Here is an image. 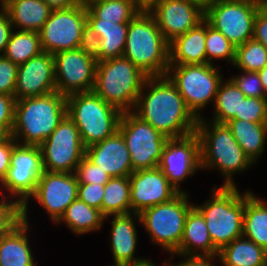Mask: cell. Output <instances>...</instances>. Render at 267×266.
<instances>
[{"instance_id":"1","label":"cell","mask_w":267,"mask_h":266,"mask_svg":"<svg viewBox=\"0 0 267 266\" xmlns=\"http://www.w3.org/2000/svg\"><path fill=\"white\" fill-rule=\"evenodd\" d=\"M133 112L168 139L196 132L198 118L166 75L147 77Z\"/></svg>"},{"instance_id":"2","label":"cell","mask_w":267,"mask_h":266,"mask_svg":"<svg viewBox=\"0 0 267 266\" xmlns=\"http://www.w3.org/2000/svg\"><path fill=\"white\" fill-rule=\"evenodd\" d=\"M66 115V96L56 91L16 100L11 136L17 143L40 146Z\"/></svg>"},{"instance_id":"3","label":"cell","mask_w":267,"mask_h":266,"mask_svg":"<svg viewBox=\"0 0 267 266\" xmlns=\"http://www.w3.org/2000/svg\"><path fill=\"white\" fill-rule=\"evenodd\" d=\"M205 120L199 118L196 127L200 139V170L218 169L225 179L222 186H236L232 175L249 169L254 163L237 143L226 123Z\"/></svg>"},{"instance_id":"4","label":"cell","mask_w":267,"mask_h":266,"mask_svg":"<svg viewBox=\"0 0 267 266\" xmlns=\"http://www.w3.org/2000/svg\"><path fill=\"white\" fill-rule=\"evenodd\" d=\"M123 56L148 77L165 76L169 67V42L154 16L141 10L130 22Z\"/></svg>"},{"instance_id":"5","label":"cell","mask_w":267,"mask_h":266,"mask_svg":"<svg viewBox=\"0 0 267 266\" xmlns=\"http://www.w3.org/2000/svg\"><path fill=\"white\" fill-rule=\"evenodd\" d=\"M194 207L205 219L214 247L220 251L233 240L243 237L245 192L237 186L219 189L214 185L210 199Z\"/></svg>"},{"instance_id":"6","label":"cell","mask_w":267,"mask_h":266,"mask_svg":"<svg viewBox=\"0 0 267 266\" xmlns=\"http://www.w3.org/2000/svg\"><path fill=\"white\" fill-rule=\"evenodd\" d=\"M147 77L124 56L104 60L97 62L93 91L122 113L133 111Z\"/></svg>"},{"instance_id":"7","label":"cell","mask_w":267,"mask_h":266,"mask_svg":"<svg viewBox=\"0 0 267 266\" xmlns=\"http://www.w3.org/2000/svg\"><path fill=\"white\" fill-rule=\"evenodd\" d=\"M67 115L80 132L85 148L103 141L117 130L122 112L94 91L66 96Z\"/></svg>"},{"instance_id":"8","label":"cell","mask_w":267,"mask_h":266,"mask_svg":"<svg viewBox=\"0 0 267 266\" xmlns=\"http://www.w3.org/2000/svg\"><path fill=\"white\" fill-rule=\"evenodd\" d=\"M188 192L179 193L171 201L149 207L140 213L142 226L152 238L151 242L174 255L181 243L185 220L194 207Z\"/></svg>"},{"instance_id":"9","label":"cell","mask_w":267,"mask_h":266,"mask_svg":"<svg viewBox=\"0 0 267 266\" xmlns=\"http://www.w3.org/2000/svg\"><path fill=\"white\" fill-rule=\"evenodd\" d=\"M166 76L198 119L203 116L201 110L209 102H215L219 85L223 81L219 68L208 63L169 65Z\"/></svg>"},{"instance_id":"10","label":"cell","mask_w":267,"mask_h":266,"mask_svg":"<svg viewBox=\"0 0 267 266\" xmlns=\"http://www.w3.org/2000/svg\"><path fill=\"white\" fill-rule=\"evenodd\" d=\"M118 131L130 153L133 171L158 167L168 138L133 111L123 112Z\"/></svg>"},{"instance_id":"11","label":"cell","mask_w":267,"mask_h":266,"mask_svg":"<svg viewBox=\"0 0 267 266\" xmlns=\"http://www.w3.org/2000/svg\"><path fill=\"white\" fill-rule=\"evenodd\" d=\"M44 172L39 146L23 145L14 140L10 168L1 183L2 189L22 206V217H27L29 198L34 194L38 179ZM18 198V199H17Z\"/></svg>"},{"instance_id":"12","label":"cell","mask_w":267,"mask_h":266,"mask_svg":"<svg viewBox=\"0 0 267 266\" xmlns=\"http://www.w3.org/2000/svg\"><path fill=\"white\" fill-rule=\"evenodd\" d=\"M259 7L245 0H213L205 9L204 19L238 47L253 38Z\"/></svg>"},{"instance_id":"13","label":"cell","mask_w":267,"mask_h":266,"mask_svg":"<svg viewBox=\"0 0 267 266\" xmlns=\"http://www.w3.org/2000/svg\"><path fill=\"white\" fill-rule=\"evenodd\" d=\"M39 147L43 169L59 173H74L86 149L79 130L68 115Z\"/></svg>"},{"instance_id":"14","label":"cell","mask_w":267,"mask_h":266,"mask_svg":"<svg viewBox=\"0 0 267 266\" xmlns=\"http://www.w3.org/2000/svg\"><path fill=\"white\" fill-rule=\"evenodd\" d=\"M86 23L87 7L83 4L52 10L39 32L42 51L54 55L77 49Z\"/></svg>"},{"instance_id":"15","label":"cell","mask_w":267,"mask_h":266,"mask_svg":"<svg viewBox=\"0 0 267 266\" xmlns=\"http://www.w3.org/2000/svg\"><path fill=\"white\" fill-rule=\"evenodd\" d=\"M56 92L68 96L93 91L97 61L80 48L61 51L53 55Z\"/></svg>"},{"instance_id":"16","label":"cell","mask_w":267,"mask_h":266,"mask_svg":"<svg viewBox=\"0 0 267 266\" xmlns=\"http://www.w3.org/2000/svg\"><path fill=\"white\" fill-rule=\"evenodd\" d=\"M158 167L179 193H185L178 185L200 169L198 134L194 132L184 137L168 139Z\"/></svg>"},{"instance_id":"17","label":"cell","mask_w":267,"mask_h":266,"mask_svg":"<svg viewBox=\"0 0 267 266\" xmlns=\"http://www.w3.org/2000/svg\"><path fill=\"white\" fill-rule=\"evenodd\" d=\"M78 184L74 173L44 170L31 198L38 201L56 224L65 213L66 208L78 198Z\"/></svg>"},{"instance_id":"18","label":"cell","mask_w":267,"mask_h":266,"mask_svg":"<svg viewBox=\"0 0 267 266\" xmlns=\"http://www.w3.org/2000/svg\"><path fill=\"white\" fill-rule=\"evenodd\" d=\"M148 11L169 43L205 18V9L188 0H160Z\"/></svg>"},{"instance_id":"19","label":"cell","mask_w":267,"mask_h":266,"mask_svg":"<svg viewBox=\"0 0 267 266\" xmlns=\"http://www.w3.org/2000/svg\"><path fill=\"white\" fill-rule=\"evenodd\" d=\"M129 180L133 213L167 203L179 194L159 167L133 171Z\"/></svg>"},{"instance_id":"20","label":"cell","mask_w":267,"mask_h":266,"mask_svg":"<svg viewBox=\"0 0 267 266\" xmlns=\"http://www.w3.org/2000/svg\"><path fill=\"white\" fill-rule=\"evenodd\" d=\"M56 91L54 56L41 52L27 62L18 65L14 97L43 96Z\"/></svg>"},{"instance_id":"21","label":"cell","mask_w":267,"mask_h":266,"mask_svg":"<svg viewBox=\"0 0 267 266\" xmlns=\"http://www.w3.org/2000/svg\"><path fill=\"white\" fill-rule=\"evenodd\" d=\"M85 157L111 178L129 176L133 172L129 150L118 130L103 141L87 147Z\"/></svg>"},{"instance_id":"22","label":"cell","mask_w":267,"mask_h":266,"mask_svg":"<svg viewBox=\"0 0 267 266\" xmlns=\"http://www.w3.org/2000/svg\"><path fill=\"white\" fill-rule=\"evenodd\" d=\"M111 220V250L114 265L128 266L136 262L143 261V257H136L135 250L137 246V229L135 219L141 222L139 213H128L113 215ZM134 217H136L134 219ZM136 257V258H135Z\"/></svg>"},{"instance_id":"23","label":"cell","mask_w":267,"mask_h":266,"mask_svg":"<svg viewBox=\"0 0 267 266\" xmlns=\"http://www.w3.org/2000/svg\"><path fill=\"white\" fill-rule=\"evenodd\" d=\"M219 251L214 247L210 234L202 214L193 207L187 214L183 235L178 251L174 255L200 256L218 255Z\"/></svg>"},{"instance_id":"24","label":"cell","mask_w":267,"mask_h":266,"mask_svg":"<svg viewBox=\"0 0 267 266\" xmlns=\"http://www.w3.org/2000/svg\"><path fill=\"white\" fill-rule=\"evenodd\" d=\"M206 20L169 43V65L206 64Z\"/></svg>"},{"instance_id":"25","label":"cell","mask_w":267,"mask_h":266,"mask_svg":"<svg viewBox=\"0 0 267 266\" xmlns=\"http://www.w3.org/2000/svg\"><path fill=\"white\" fill-rule=\"evenodd\" d=\"M28 217H22L9 233L0 236V266H37L29 246Z\"/></svg>"},{"instance_id":"26","label":"cell","mask_w":267,"mask_h":266,"mask_svg":"<svg viewBox=\"0 0 267 266\" xmlns=\"http://www.w3.org/2000/svg\"><path fill=\"white\" fill-rule=\"evenodd\" d=\"M4 11L13 29L40 32L52 9L43 0H11Z\"/></svg>"},{"instance_id":"27","label":"cell","mask_w":267,"mask_h":266,"mask_svg":"<svg viewBox=\"0 0 267 266\" xmlns=\"http://www.w3.org/2000/svg\"><path fill=\"white\" fill-rule=\"evenodd\" d=\"M87 25L100 37L101 61L122 57L129 23H114L98 19L87 8Z\"/></svg>"},{"instance_id":"28","label":"cell","mask_w":267,"mask_h":266,"mask_svg":"<svg viewBox=\"0 0 267 266\" xmlns=\"http://www.w3.org/2000/svg\"><path fill=\"white\" fill-rule=\"evenodd\" d=\"M243 237L267 251V202L245 191Z\"/></svg>"},{"instance_id":"29","label":"cell","mask_w":267,"mask_h":266,"mask_svg":"<svg viewBox=\"0 0 267 266\" xmlns=\"http://www.w3.org/2000/svg\"><path fill=\"white\" fill-rule=\"evenodd\" d=\"M226 125L249 159L255 164L266 145L267 123L231 119Z\"/></svg>"},{"instance_id":"30","label":"cell","mask_w":267,"mask_h":266,"mask_svg":"<svg viewBox=\"0 0 267 266\" xmlns=\"http://www.w3.org/2000/svg\"><path fill=\"white\" fill-rule=\"evenodd\" d=\"M218 256L223 266H267V251L245 237L223 247Z\"/></svg>"},{"instance_id":"31","label":"cell","mask_w":267,"mask_h":266,"mask_svg":"<svg viewBox=\"0 0 267 266\" xmlns=\"http://www.w3.org/2000/svg\"><path fill=\"white\" fill-rule=\"evenodd\" d=\"M105 216L97 208L88 206L84 201L75 199L67 208L63 216L56 223L67 224L72 233L82 235L97 231L102 227Z\"/></svg>"},{"instance_id":"32","label":"cell","mask_w":267,"mask_h":266,"mask_svg":"<svg viewBox=\"0 0 267 266\" xmlns=\"http://www.w3.org/2000/svg\"><path fill=\"white\" fill-rule=\"evenodd\" d=\"M101 213L105 220L112 215L132 213L129 176L113 177L104 184Z\"/></svg>"},{"instance_id":"33","label":"cell","mask_w":267,"mask_h":266,"mask_svg":"<svg viewBox=\"0 0 267 266\" xmlns=\"http://www.w3.org/2000/svg\"><path fill=\"white\" fill-rule=\"evenodd\" d=\"M12 30L3 56L17 65L27 62L42 51L40 33Z\"/></svg>"},{"instance_id":"34","label":"cell","mask_w":267,"mask_h":266,"mask_svg":"<svg viewBox=\"0 0 267 266\" xmlns=\"http://www.w3.org/2000/svg\"><path fill=\"white\" fill-rule=\"evenodd\" d=\"M224 81L219 85L213 104L215 110L212 121L217 123H227L234 116H240L241 103L246 98L231 79Z\"/></svg>"},{"instance_id":"35","label":"cell","mask_w":267,"mask_h":266,"mask_svg":"<svg viewBox=\"0 0 267 266\" xmlns=\"http://www.w3.org/2000/svg\"><path fill=\"white\" fill-rule=\"evenodd\" d=\"M98 19L118 23H129L141 9L134 0H101L87 7Z\"/></svg>"},{"instance_id":"36","label":"cell","mask_w":267,"mask_h":266,"mask_svg":"<svg viewBox=\"0 0 267 266\" xmlns=\"http://www.w3.org/2000/svg\"><path fill=\"white\" fill-rule=\"evenodd\" d=\"M266 65L267 48L259 41L252 38L236 47L233 66L237 67V69L258 72Z\"/></svg>"},{"instance_id":"37","label":"cell","mask_w":267,"mask_h":266,"mask_svg":"<svg viewBox=\"0 0 267 266\" xmlns=\"http://www.w3.org/2000/svg\"><path fill=\"white\" fill-rule=\"evenodd\" d=\"M206 59L208 64H214L212 60H222L234 64L236 47L219 31L215 30L206 21L205 40Z\"/></svg>"},{"instance_id":"38","label":"cell","mask_w":267,"mask_h":266,"mask_svg":"<svg viewBox=\"0 0 267 266\" xmlns=\"http://www.w3.org/2000/svg\"><path fill=\"white\" fill-rule=\"evenodd\" d=\"M7 198H9L7 200ZM10 196L1 195L0 200V236L9 233L22 221V206Z\"/></svg>"},{"instance_id":"39","label":"cell","mask_w":267,"mask_h":266,"mask_svg":"<svg viewBox=\"0 0 267 266\" xmlns=\"http://www.w3.org/2000/svg\"><path fill=\"white\" fill-rule=\"evenodd\" d=\"M232 119L267 123V97H246L241 103L240 116H234Z\"/></svg>"},{"instance_id":"40","label":"cell","mask_w":267,"mask_h":266,"mask_svg":"<svg viewBox=\"0 0 267 266\" xmlns=\"http://www.w3.org/2000/svg\"><path fill=\"white\" fill-rule=\"evenodd\" d=\"M74 174L78 183L105 184L111 178L107 172L93 164L85 156L77 165Z\"/></svg>"},{"instance_id":"41","label":"cell","mask_w":267,"mask_h":266,"mask_svg":"<svg viewBox=\"0 0 267 266\" xmlns=\"http://www.w3.org/2000/svg\"><path fill=\"white\" fill-rule=\"evenodd\" d=\"M243 75L230 78L246 97H267L258 72L240 70Z\"/></svg>"},{"instance_id":"42","label":"cell","mask_w":267,"mask_h":266,"mask_svg":"<svg viewBox=\"0 0 267 266\" xmlns=\"http://www.w3.org/2000/svg\"><path fill=\"white\" fill-rule=\"evenodd\" d=\"M16 99L12 95L0 94V136H9L14 124Z\"/></svg>"},{"instance_id":"43","label":"cell","mask_w":267,"mask_h":266,"mask_svg":"<svg viewBox=\"0 0 267 266\" xmlns=\"http://www.w3.org/2000/svg\"><path fill=\"white\" fill-rule=\"evenodd\" d=\"M18 65L0 56V94L14 96Z\"/></svg>"},{"instance_id":"44","label":"cell","mask_w":267,"mask_h":266,"mask_svg":"<svg viewBox=\"0 0 267 266\" xmlns=\"http://www.w3.org/2000/svg\"><path fill=\"white\" fill-rule=\"evenodd\" d=\"M78 48H80L88 56L95 59L97 62H101L100 37L87 24L83 27Z\"/></svg>"},{"instance_id":"45","label":"cell","mask_w":267,"mask_h":266,"mask_svg":"<svg viewBox=\"0 0 267 266\" xmlns=\"http://www.w3.org/2000/svg\"><path fill=\"white\" fill-rule=\"evenodd\" d=\"M78 199L101 211L104 184L79 183Z\"/></svg>"},{"instance_id":"46","label":"cell","mask_w":267,"mask_h":266,"mask_svg":"<svg viewBox=\"0 0 267 266\" xmlns=\"http://www.w3.org/2000/svg\"><path fill=\"white\" fill-rule=\"evenodd\" d=\"M14 148V138L9 136H0V184L5 179L10 168L11 154Z\"/></svg>"},{"instance_id":"47","label":"cell","mask_w":267,"mask_h":266,"mask_svg":"<svg viewBox=\"0 0 267 266\" xmlns=\"http://www.w3.org/2000/svg\"><path fill=\"white\" fill-rule=\"evenodd\" d=\"M253 38L267 48V5L260 6L254 21Z\"/></svg>"},{"instance_id":"48","label":"cell","mask_w":267,"mask_h":266,"mask_svg":"<svg viewBox=\"0 0 267 266\" xmlns=\"http://www.w3.org/2000/svg\"><path fill=\"white\" fill-rule=\"evenodd\" d=\"M184 259L177 264L164 262L163 266H216L214 261L218 255L182 256ZM214 260V261H213ZM173 264V265H171Z\"/></svg>"},{"instance_id":"49","label":"cell","mask_w":267,"mask_h":266,"mask_svg":"<svg viewBox=\"0 0 267 266\" xmlns=\"http://www.w3.org/2000/svg\"><path fill=\"white\" fill-rule=\"evenodd\" d=\"M13 30L12 23L5 11L0 12V56H3Z\"/></svg>"},{"instance_id":"50","label":"cell","mask_w":267,"mask_h":266,"mask_svg":"<svg viewBox=\"0 0 267 266\" xmlns=\"http://www.w3.org/2000/svg\"><path fill=\"white\" fill-rule=\"evenodd\" d=\"M52 10L65 9L81 4L80 0H43Z\"/></svg>"},{"instance_id":"51","label":"cell","mask_w":267,"mask_h":266,"mask_svg":"<svg viewBox=\"0 0 267 266\" xmlns=\"http://www.w3.org/2000/svg\"><path fill=\"white\" fill-rule=\"evenodd\" d=\"M136 5L141 9L148 11L160 0H134Z\"/></svg>"},{"instance_id":"52","label":"cell","mask_w":267,"mask_h":266,"mask_svg":"<svg viewBox=\"0 0 267 266\" xmlns=\"http://www.w3.org/2000/svg\"><path fill=\"white\" fill-rule=\"evenodd\" d=\"M258 73L261 79L265 95L267 96V65L262 70H259Z\"/></svg>"},{"instance_id":"53","label":"cell","mask_w":267,"mask_h":266,"mask_svg":"<svg viewBox=\"0 0 267 266\" xmlns=\"http://www.w3.org/2000/svg\"><path fill=\"white\" fill-rule=\"evenodd\" d=\"M128 266H156L154 263L151 262V260H148L144 257L143 261L136 262L134 264L128 265ZM158 266V265H157Z\"/></svg>"},{"instance_id":"54","label":"cell","mask_w":267,"mask_h":266,"mask_svg":"<svg viewBox=\"0 0 267 266\" xmlns=\"http://www.w3.org/2000/svg\"><path fill=\"white\" fill-rule=\"evenodd\" d=\"M188 1L194 2L199 6H201L203 9H206L213 0H188Z\"/></svg>"},{"instance_id":"55","label":"cell","mask_w":267,"mask_h":266,"mask_svg":"<svg viewBox=\"0 0 267 266\" xmlns=\"http://www.w3.org/2000/svg\"><path fill=\"white\" fill-rule=\"evenodd\" d=\"M245 1H250V2L256 3L260 6L267 5V0H245Z\"/></svg>"},{"instance_id":"56","label":"cell","mask_w":267,"mask_h":266,"mask_svg":"<svg viewBox=\"0 0 267 266\" xmlns=\"http://www.w3.org/2000/svg\"><path fill=\"white\" fill-rule=\"evenodd\" d=\"M101 1V0H80L81 4H83L85 7H88L90 4Z\"/></svg>"},{"instance_id":"57","label":"cell","mask_w":267,"mask_h":266,"mask_svg":"<svg viewBox=\"0 0 267 266\" xmlns=\"http://www.w3.org/2000/svg\"><path fill=\"white\" fill-rule=\"evenodd\" d=\"M0 12L5 10L6 7V1L5 0H0Z\"/></svg>"}]
</instances>
